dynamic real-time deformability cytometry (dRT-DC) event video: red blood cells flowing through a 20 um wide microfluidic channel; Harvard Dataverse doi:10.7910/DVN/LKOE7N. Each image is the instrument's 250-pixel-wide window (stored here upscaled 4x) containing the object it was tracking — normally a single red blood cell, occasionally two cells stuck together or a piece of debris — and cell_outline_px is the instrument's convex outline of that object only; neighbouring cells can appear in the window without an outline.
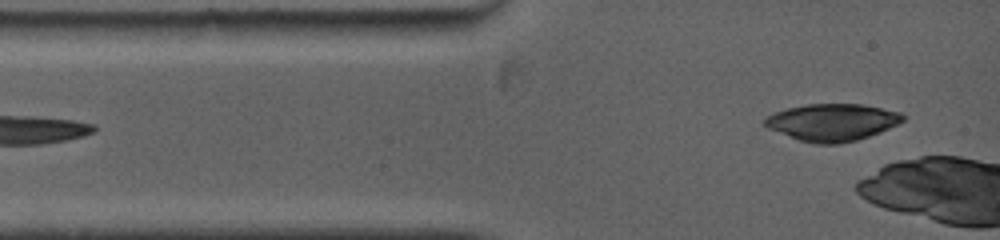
{"species": "common noctule bat (a hibernating species)", "species_latin": "Nyctalus noctula", "temperature_condition": "warm", "stored_images_in_passage": 3, "camera_frame_rate_fps": 5000, "um_per_image_px": 0.085, "animal": {"sex": "female", "body_mass_g": 19.0, "forearm_length_mm": 53.3}, "frame": {"image": 1, "passage_image": 1, "time_ms": 0.0, "image_size_px": [1000, 240], "cell_outline_px": [[904, 120], [880, 132], [856, 140], [836, 144], [816, 144], [800, 140], [768, 128], [764, 124], [764, 120], [772, 112], [788, 108], [808, 104], [860, 104], [900, 112], [904, 116]], "centroid_in_image_um": [70.72, 10.39], "position_along_channel_um": 14.3, "area_um2": 29.48}}